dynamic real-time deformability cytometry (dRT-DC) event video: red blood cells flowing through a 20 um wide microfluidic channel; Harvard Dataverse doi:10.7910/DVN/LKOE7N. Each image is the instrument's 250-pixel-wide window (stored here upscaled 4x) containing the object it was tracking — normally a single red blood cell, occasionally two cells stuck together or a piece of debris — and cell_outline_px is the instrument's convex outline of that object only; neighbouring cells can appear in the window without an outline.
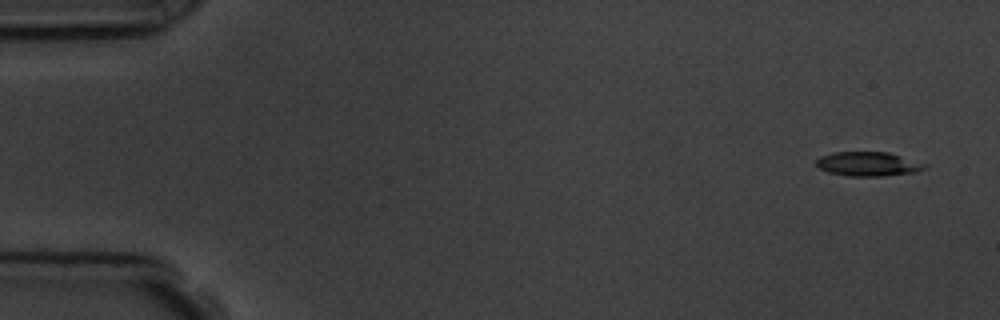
{"species": "common noctule bat (a hibernating species)", "species_latin": "Nyctalus noctula", "temperature_condition": "room temperature", "stored_images_in_passage": 6, "camera_frame_rate_fps": 3000, "um_per_image_px": 0.085, "animal": {"sex": "male", "body_mass_g": 19.5, "forearm_length_mm": 54.6}, "frame": {"image": 1, "passage_image": 1, "time_ms": 0.0, "image_size_px": [1000, 320], "cell_outline_px": [[928, 168], [916, 172], [884, 176], [848, 176], [828, 172], [820, 168], [816, 164], [816, 160], [820, 156], [832, 152], [888, 152], [928, 164]], "centroid_in_image_um": [73.82, 13.94], "position_along_channel_um": 11.2, "area_um2": 15.43}}
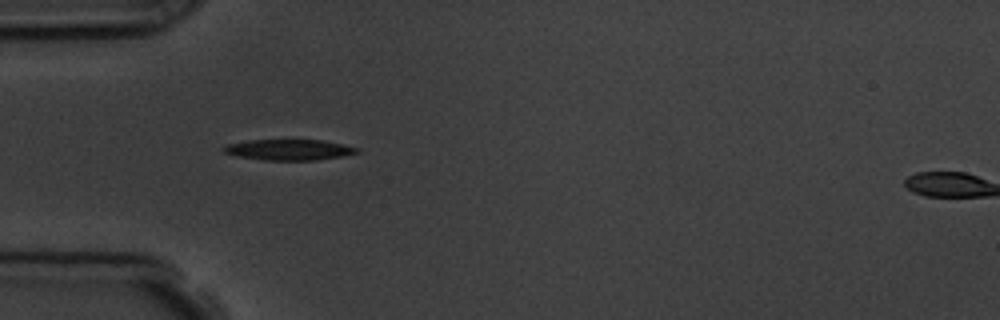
{"frame": {"image": 2, "passage_image": 5, "time_ms": 4.667, "image_size_px": [1000, 320], "cell_outline_px": [[360, 152], [344, 156], [316, 160], [264, 160], [236, 156], [224, 152], [220, 148], [228, 144], [248, 140], [320, 140], [360, 148]], "centroid_in_image_um": [24.55, 12.73], "position_along_channel_um": 60.4, "area_um2": 16.13}}